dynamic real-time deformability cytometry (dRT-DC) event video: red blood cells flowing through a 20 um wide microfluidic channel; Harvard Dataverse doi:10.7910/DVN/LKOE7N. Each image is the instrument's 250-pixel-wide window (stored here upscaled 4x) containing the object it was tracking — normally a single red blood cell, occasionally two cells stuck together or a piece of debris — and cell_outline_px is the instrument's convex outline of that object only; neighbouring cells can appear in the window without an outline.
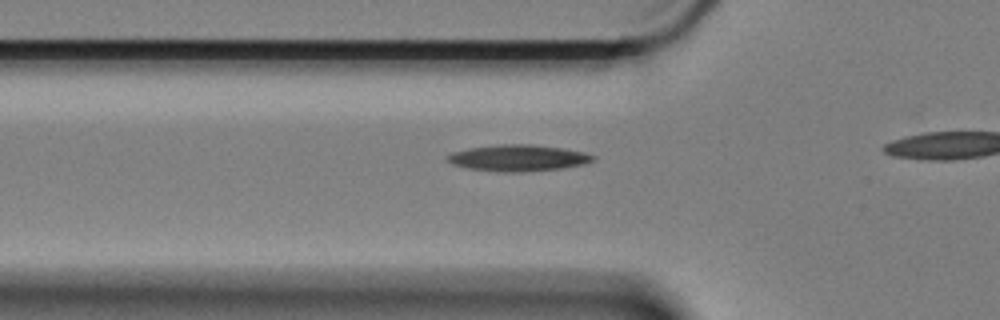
{"species": "Egyptian fruit bat (a non-hibernating species)", "species_latin": "Rousettus aegyptiacus", "temperature_condition": "cold", "stored_images_in_passage": 8, "camera_frame_rate_fps": 3000, "um_per_image_px": 0.085, "animal": {"sex": "female"}, "frame": {"image": 1, "passage_image": 2, "time_ms": 0.333, "image_size_px": [1000, 320], "cell_outline_px": [[596, 156], [592, 160], [584, 164], [560, 168], [520, 172], [504, 172], [468, 168], [452, 164], [444, 156], [452, 152], [472, 148], [500, 144], [532, 144], [560, 148], [584, 152]], "centroid_in_image_um": [44.02, 13.42], "position_along_channel_um": 81.8, "area_um2": 22.08}}
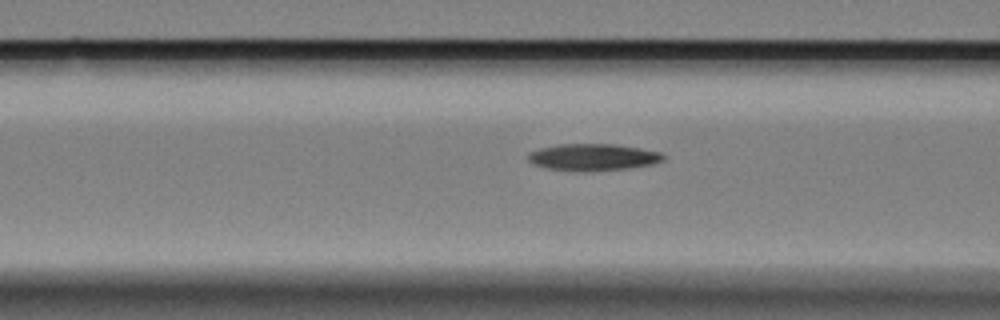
{"frame": {"image": 2, "passage_image": 5, "time_ms": 1.333, "image_size_px": [1000, 320], "cell_outline_px": [[664, 160], [652, 164], [628, 168], [592, 172], [576, 172], [548, 168], [536, 164], [528, 160], [528, 152], [540, 148], [560, 144], [612, 144], [660, 152], [664, 156]], "centroid_in_image_um": [50.38, 13.37], "position_along_channel_um": 116.2, "area_um2": 21.1}}